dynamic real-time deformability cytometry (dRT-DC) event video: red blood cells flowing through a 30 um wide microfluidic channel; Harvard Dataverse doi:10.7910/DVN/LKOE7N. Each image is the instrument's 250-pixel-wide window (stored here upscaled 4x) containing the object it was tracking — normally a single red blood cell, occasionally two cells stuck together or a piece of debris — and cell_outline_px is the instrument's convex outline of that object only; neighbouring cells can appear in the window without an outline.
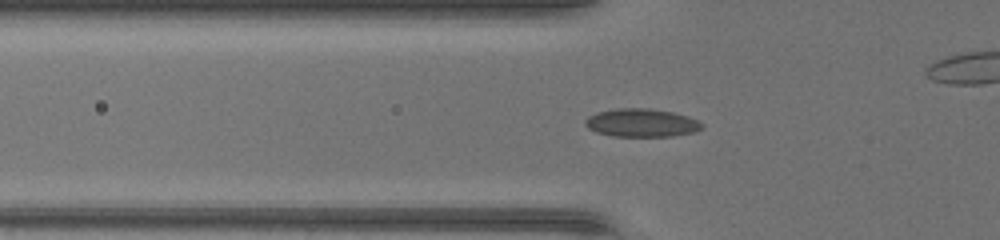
{"species": "common noctule bat (a hibernating species)", "species_latin": "Nyctalus noctula", "temperature_condition": "warm", "stored_images_in_passage": 34, "camera_frame_rate_fps": 3000, "um_per_image_px": 0.085, "animal": {"sex": "female", "body_mass_g": 17.0, "forearm_length_mm": 48.0}, "frame": {"image": 1, "passage_image": 3, "time_ms": 0.667, "image_size_px": [1000, 240], "cell_outline_px": [[704, 128], [696, 132], [672, 136], [612, 136], [596, 132], [588, 128], [584, 124], [584, 120], [588, 116], [596, 112], [620, 108], [648, 108], [672, 112], [688, 116], [704, 124]], "centroid_in_image_um": [54.53, 10.44], "position_along_channel_um": 71.3, "area_um2": 19.31}}
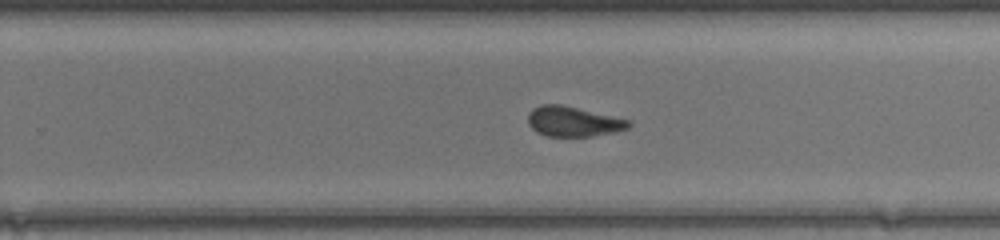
{"frame": {"image": 2, "passage_image": 17, "time_ms": 5.333, "image_size_px": [1000, 240], "cell_outline_px": [[632, 124], [628, 128], [616, 132], [592, 136], [548, 136], [536, 132], [528, 124], [528, 116], [532, 108], [540, 104], [560, 104], [632, 120]], "centroid_in_image_um": [48.74, 10.32], "position_along_channel_um": 281.1, "area_um2": 17.74}}
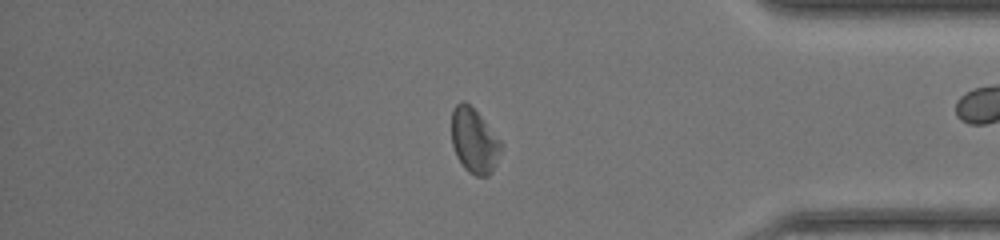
{"frame": {"image": 3, "passage_image": 26, "time_ms": 8.333, "image_size_px": [1000, 240], "cell_outline_px": [[500, 152], [492, 172], [488, 176], [476, 176], [468, 172], [464, 168], [456, 156], [452, 144], [452, 112], [456, 104], [464, 100], [480, 116], [500, 140]], "centroid_in_image_um": [40.28, 11.99], "position_along_channel_um": 394.9, "area_um2": 18.32}}